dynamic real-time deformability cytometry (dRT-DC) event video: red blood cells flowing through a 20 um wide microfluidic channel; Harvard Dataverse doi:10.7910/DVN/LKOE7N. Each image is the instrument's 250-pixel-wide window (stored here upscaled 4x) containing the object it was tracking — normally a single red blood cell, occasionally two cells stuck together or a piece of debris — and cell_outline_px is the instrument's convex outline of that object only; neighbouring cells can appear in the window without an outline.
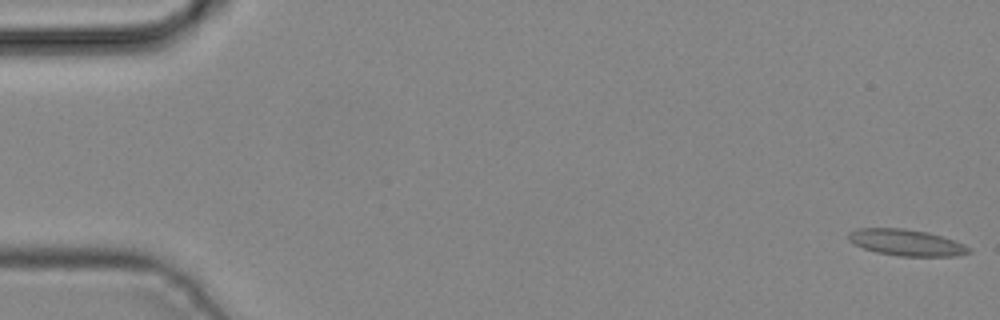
{"species": "common noctule bat (a hibernating species)", "species_latin": "Nyctalus noctula", "temperature_condition": "cold", "stored_images_in_passage": 4, "camera_frame_rate_fps": 3000, "um_per_image_px": 0.085, "animal": {"sex": "male", "body_mass_g": 19.2, "forearm_length_mm": 51.8}, "frame": {"image": 1, "passage_image": 1, "time_ms": 0.0, "image_size_px": [1000, 320], "cell_outline_px": [[972, 252], [960, 256], [900, 256], [876, 252], [864, 248], [848, 240], [848, 232], [856, 228], [904, 228], [928, 232], [964, 244], [972, 248]], "centroid_in_image_um": [77.06, 20.62], "position_along_channel_um": 7.9, "area_um2": 18.55}}
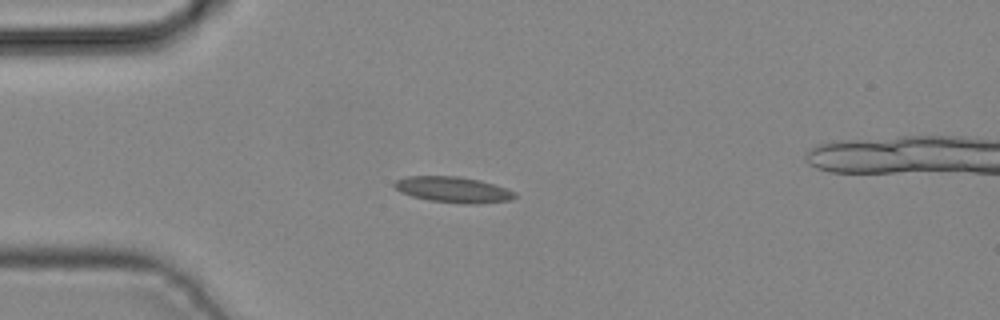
{"frame": {"image": 2, "passage_image": 4, "time_ms": 1.0, "image_size_px": [1000, 320], "cell_outline_px": [[516, 196], [512, 200], [476, 204], [464, 204], [428, 200], [412, 196], [400, 192], [392, 184], [396, 180], [408, 176], [456, 176], [480, 180], [508, 188], [516, 192]], "centroid_in_image_um": [38.55, 16.12], "position_along_channel_um": 46.5, "area_um2": 18.26}}